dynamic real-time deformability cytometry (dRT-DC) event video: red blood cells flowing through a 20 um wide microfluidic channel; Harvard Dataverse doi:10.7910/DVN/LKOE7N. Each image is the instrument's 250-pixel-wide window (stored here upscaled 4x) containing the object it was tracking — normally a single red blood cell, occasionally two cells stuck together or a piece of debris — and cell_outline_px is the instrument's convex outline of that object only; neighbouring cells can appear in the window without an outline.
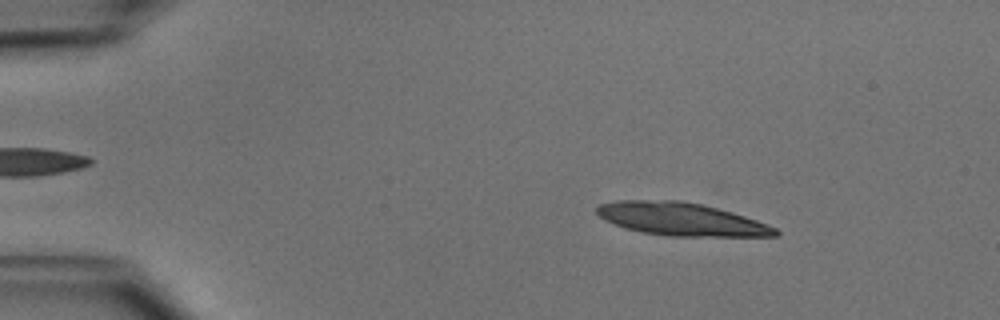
{"species": "common noctule bat (a hibernating species)", "species_latin": "Nyctalus noctula", "temperature_condition": "cold", "stored_images_in_passage": 49, "camera_frame_rate_fps": 3000, "um_per_image_px": 0.085, "animal": {"sex": "male", "body_mass_g": 15.6}, "frame": {"image": 1, "passage_image": 7, "time_ms": 2.0, "image_size_px": [1000, 320], "cell_outline_px": [[780, 232], [776, 236], [668, 236], [640, 232], [624, 228], [604, 220], [596, 212], [596, 208], [600, 204], [616, 200], [680, 200], [700, 204], [732, 212], [768, 224], [776, 228]], "centroid_in_image_um": [57.87, 18.63], "position_along_channel_um": 27.1, "area_um2": 34.22}}
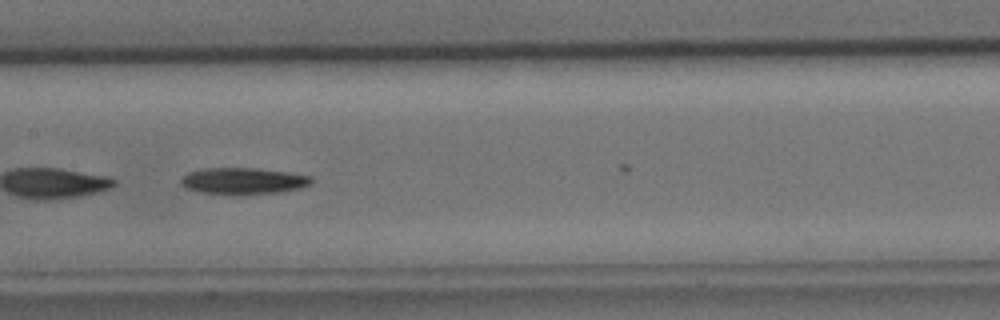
{"frame": {"image": 2, "passage_image": 25, "time_ms": 8.0, "image_size_px": [1000, 320], "cell_outline_px": [[312, 184], [300, 188], [280, 192], [236, 196], [200, 192], [188, 188], [180, 184], [180, 180], [188, 172], [208, 168], [252, 168], [288, 172], [312, 176]], "centroid_in_image_um": [20.69, 15.4], "position_along_channel_um": 186.7, "area_um2": 20.4}, "authors_computed_cell_mechanics": {"area_um2": 20.9814, "velocity_mm_per_s": 3.982, "shape_relaxation_time_tau1_ms": 3.5348, "shape_relaxation_time_tau2_ms": null, "deformation_change_tau1": 0.1163, "deformation_change_tau2": null}}